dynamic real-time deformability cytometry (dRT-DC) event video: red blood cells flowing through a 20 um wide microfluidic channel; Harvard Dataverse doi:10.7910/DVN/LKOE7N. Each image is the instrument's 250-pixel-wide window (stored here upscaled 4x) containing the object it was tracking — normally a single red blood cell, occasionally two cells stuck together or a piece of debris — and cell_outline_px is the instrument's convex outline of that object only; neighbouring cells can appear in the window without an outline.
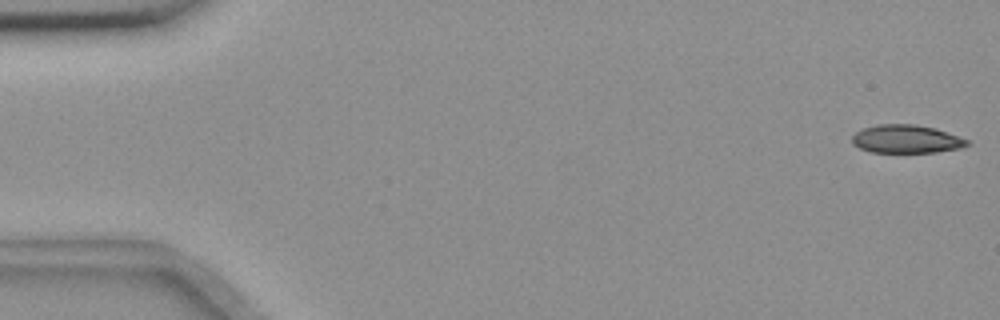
{"species": "common noctule bat (a hibernating species)", "species_latin": "Nyctalus noctula", "temperature_condition": "room temperature", "stored_images_in_passage": 51, "camera_frame_rate_fps": 3000, "um_per_image_px": 0.085, "animal": {"sex": "female", "body_mass_g": 18.4}, "frame": {"image": 1, "passage_image": 1, "time_ms": 0.0, "image_size_px": [1000, 320], "cell_outline_px": [[972, 144], [960, 148], [936, 152], [872, 152], [860, 148], [852, 144], [852, 136], [856, 132], [864, 128], [876, 124], [916, 124], [936, 128], [968, 140]], "centroid_in_image_um": [77.04, 11.81], "position_along_channel_um": 8.0, "area_um2": 18.96}}
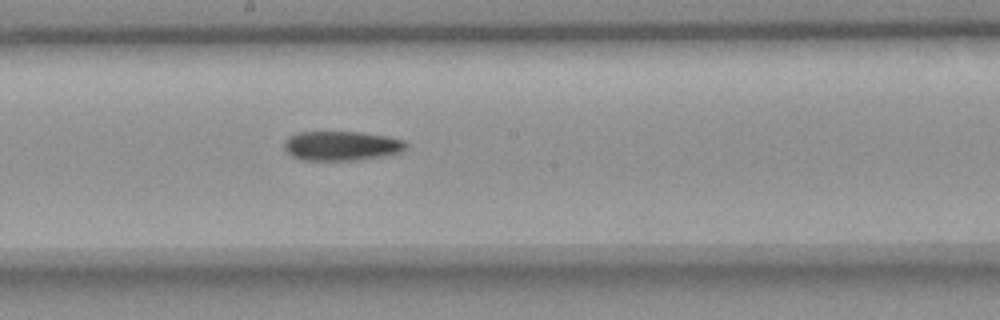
{"frame": {"image": 2, "passage_image": 30, "time_ms": 9.667, "image_size_px": [1000, 320], "cell_outline_px": [[408, 148], [400, 152], [384, 156], [360, 160], [300, 160], [292, 156], [284, 148], [284, 140], [288, 136], [296, 132], [360, 132], [388, 136], [404, 140], [408, 144]], "centroid_in_image_um": [29.04, 12.39], "position_along_channel_um": 219.2, "area_um2": 21.21}}
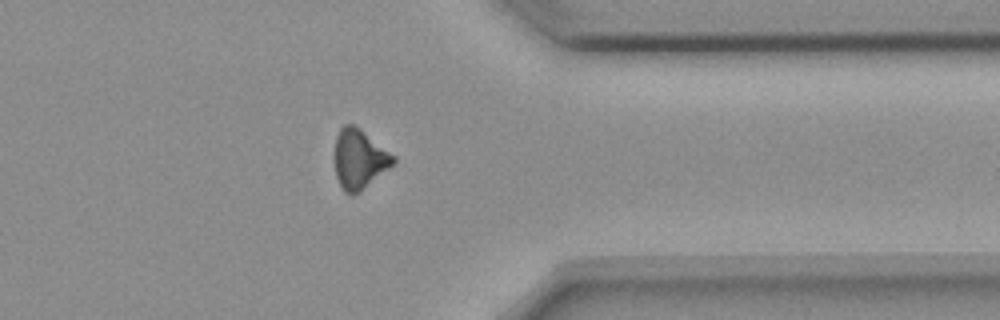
{"frame": {"image": 3, "passage_image": 44, "time_ms": 14.333, "image_size_px": [1000, 320], "cell_outline_px": [[396, 160], [392, 164], [356, 192], [344, 192], [336, 176], [332, 160], [332, 156], [336, 136], [340, 128], [344, 124], [352, 124], [360, 128], [396, 156]], "centroid_in_image_um": [30.47, 13.43], "position_along_channel_um": 380.9, "area_um2": 20.06}, "authors_computed_cell_mechanics": {"area_um2": 20.7502, "velocity_mm_per_s": 3.654, "shape_relaxation_time_tau1_ms": 6.8496, "shape_relaxation_time_tau2_ms": null, "deformation_change_tau1": 0.1702, "deformation_change_tau2": null}}